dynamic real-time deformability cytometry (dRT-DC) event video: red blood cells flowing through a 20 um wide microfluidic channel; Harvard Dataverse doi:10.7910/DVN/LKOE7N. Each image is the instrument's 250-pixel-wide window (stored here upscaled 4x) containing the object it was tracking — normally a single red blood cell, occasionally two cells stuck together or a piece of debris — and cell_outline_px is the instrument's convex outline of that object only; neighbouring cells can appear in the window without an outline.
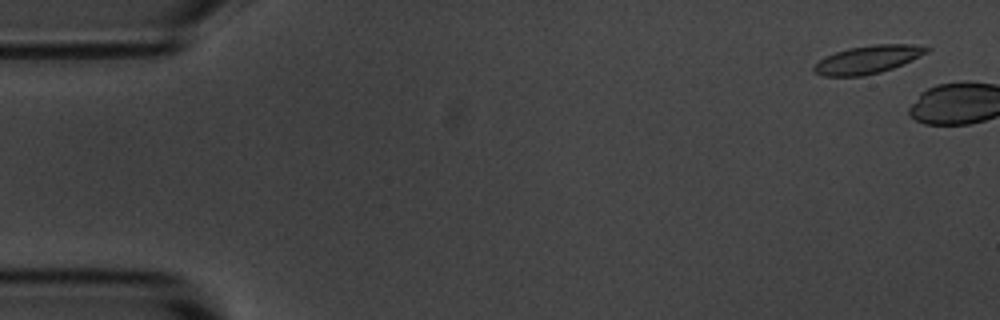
{"species": "common noctule bat (a hibernating species)", "species_latin": "Nyctalus noctula", "temperature_condition": "room temperature", "stored_images_in_passage": 3, "camera_frame_rate_fps": 3000, "um_per_image_px": 0.085, "animal": {"sex": "male", "body_mass_g": 20.1, "forearm_length_mm": 53.5}, "frame": {"image": 1, "passage_image": 1, "time_ms": 0.0, "image_size_px": [1000, 320], "cell_outline_px": [[932, 48], [928, 52], [912, 60], [892, 68], [880, 72], [864, 76], [824, 76], [816, 72], [812, 68], [824, 56], [848, 48], [876, 44], [908, 44]], "centroid_in_image_um": [73.77, 5.06], "position_along_channel_um": 11.2, "area_um2": 18.21}}